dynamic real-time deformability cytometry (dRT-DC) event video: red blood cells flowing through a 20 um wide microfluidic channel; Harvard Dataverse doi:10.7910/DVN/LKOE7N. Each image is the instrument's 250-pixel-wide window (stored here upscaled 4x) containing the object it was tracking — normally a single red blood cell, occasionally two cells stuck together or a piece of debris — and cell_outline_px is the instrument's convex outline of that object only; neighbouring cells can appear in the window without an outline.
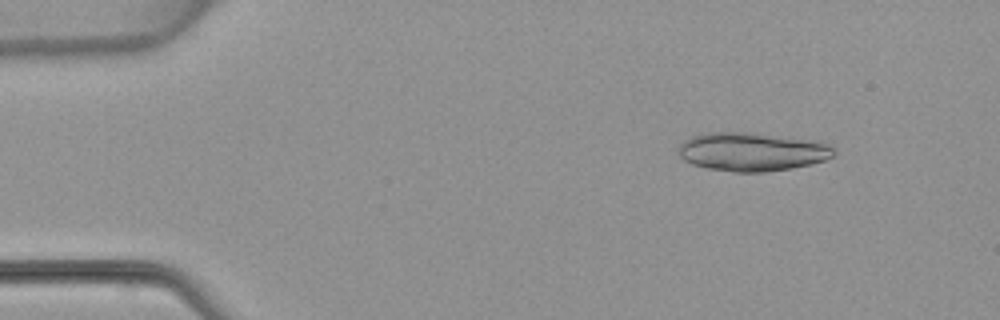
{"species": "common noctule bat (a hibernating species)", "species_latin": "Nyctalus noctula", "temperature_condition": "warm", "stored_images_in_passage": 4, "camera_frame_rate_fps": 3000, "um_per_image_px": 0.085, "animal": {"sex": "female", "body_mass_g": 22.7, "forearm_length_mm": 54.2}, "frame": {"image": 1, "passage_image": 2, "time_ms": 1.333, "image_size_px": [1000, 320], "cell_outline_px": [[836, 152], [832, 156], [824, 160], [792, 168], [764, 172], [732, 172], [708, 168], [692, 164], [684, 160], [680, 156], [676, 148], [684, 140], [700, 132], [756, 132], [808, 140], [828, 144], [836, 148]], "centroid_in_image_um": [63.86, 12.88], "position_along_channel_um": 21.1, "area_um2": 35.14}}